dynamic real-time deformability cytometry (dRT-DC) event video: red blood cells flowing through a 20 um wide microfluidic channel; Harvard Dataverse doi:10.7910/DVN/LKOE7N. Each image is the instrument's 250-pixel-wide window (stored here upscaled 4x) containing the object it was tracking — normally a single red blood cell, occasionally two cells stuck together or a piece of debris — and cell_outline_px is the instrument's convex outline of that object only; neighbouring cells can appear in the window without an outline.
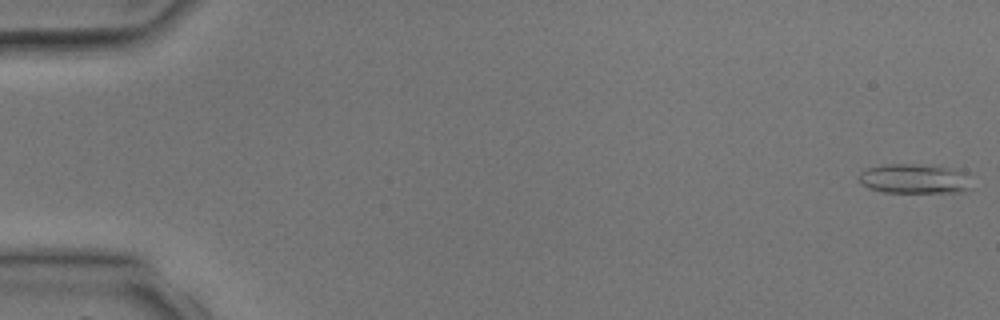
{"species": "common noctule bat (a hibernating species)", "species_latin": "Nyctalus noctula", "temperature_condition": "room temperature", "stored_images_in_passage": 5, "camera_frame_rate_fps": 3000, "um_per_image_px": 0.085, "animal": {"sex": "male", "body_mass_g": 17.9, "forearm_length_mm": 54.2}, "frame": {"image": 1, "passage_image": 1, "time_ms": 0.0, "image_size_px": [1000, 320], "cell_outline_px": [[976, 188], [964, 192], [884, 192], [868, 188], [860, 184], [856, 180], [856, 176], [860, 172], [868, 168], [884, 164], [912, 164], [952, 168], [964, 172]], "centroid_in_image_um": [77.72, 15.21], "position_along_channel_um": 7.3, "area_um2": 19.88}}
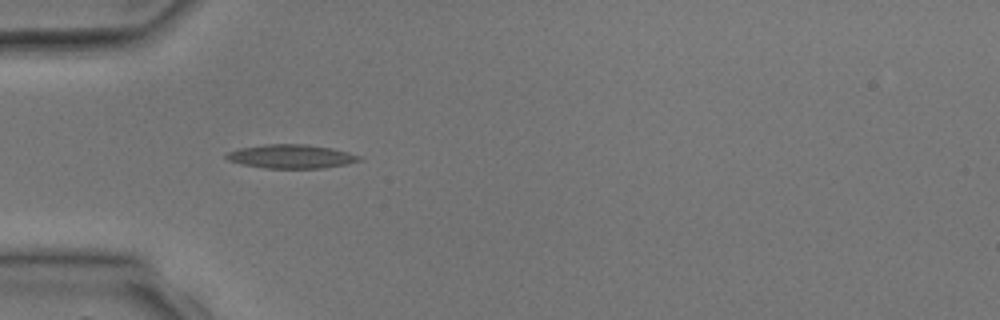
{"frame": {"image": 2, "passage_image": 4, "time_ms": 4.0, "image_size_px": [1000, 320], "cell_outline_px": [[364, 160], [348, 164], [324, 168], [264, 168], [240, 164], [228, 160], [224, 156], [228, 152], [240, 148], [264, 144], [304, 144], [332, 148], [364, 156]], "centroid_in_image_um": [24.8, 13.3], "position_along_channel_um": 60.2, "area_um2": 18.67}}